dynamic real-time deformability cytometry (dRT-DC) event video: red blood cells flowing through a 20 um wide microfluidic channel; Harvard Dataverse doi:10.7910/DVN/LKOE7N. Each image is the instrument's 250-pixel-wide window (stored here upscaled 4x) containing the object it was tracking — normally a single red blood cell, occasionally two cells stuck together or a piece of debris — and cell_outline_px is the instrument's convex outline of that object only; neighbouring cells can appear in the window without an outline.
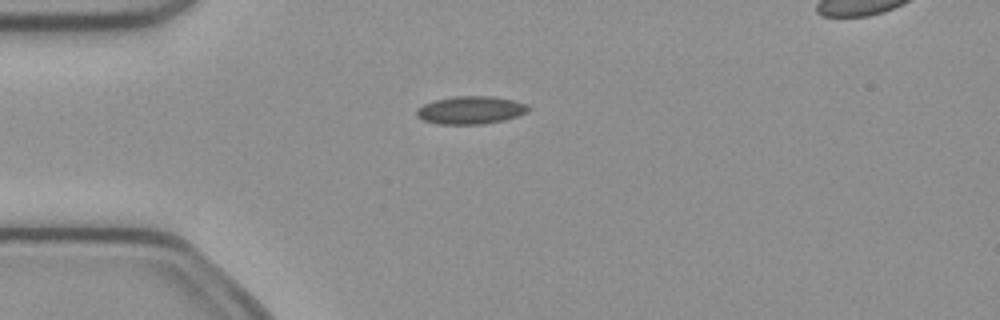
{"species": "common noctule bat (a hibernating species)", "species_latin": "Nyctalus noctula", "temperature_condition": "cold", "stored_images_in_passage": 3, "camera_frame_rate_fps": 3000, "um_per_image_px": 0.085, "animal": {"sex": "female", "body_mass_g": 21.9}, "frame": {"image": 1, "passage_image": 3, "time_ms": 0.667, "image_size_px": [1000, 320], "cell_outline_px": [[532, 108], [528, 112], [504, 120], [484, 124], [436, 124], [420, 120], [416, 116], [416, 108], [424, 104], [436, 100], [452, 96], [492, 96], [512, 100], [528, 104]], "centroid_in_image_um": [39.99, 9.36], "position_along_channel_um": 45.0, "area_um2": 18.38}}